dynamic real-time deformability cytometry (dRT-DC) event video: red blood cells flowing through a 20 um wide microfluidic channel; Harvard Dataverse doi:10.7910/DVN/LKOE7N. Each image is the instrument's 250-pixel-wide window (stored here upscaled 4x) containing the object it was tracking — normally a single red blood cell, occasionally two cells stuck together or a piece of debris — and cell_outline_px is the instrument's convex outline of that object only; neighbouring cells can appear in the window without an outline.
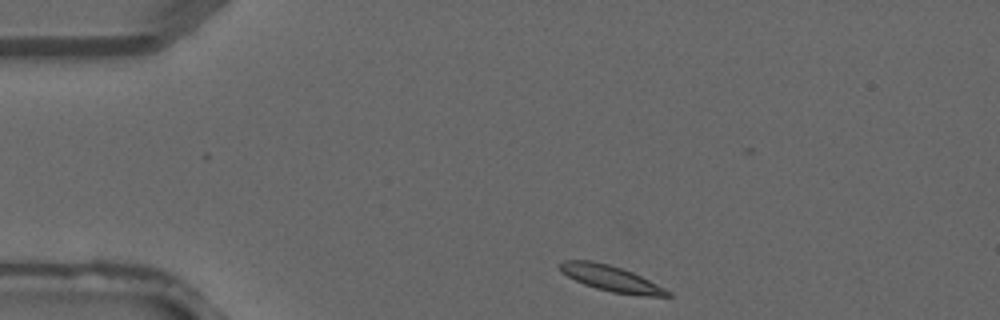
{"species": "common noctule bat (a hibernating species)", "species_latin": "Nyctalus noctula", "temperature_condition": "warm", "stored_images_in_passage": 2, "camera_frame_rate_fps": 3000, "um_per_image_px": 0.085, "animal": {"sex": "male", "forearm_length_mm": 52.5}, "frame": {"image": 1, "passage_image": 1, "time_ms": 0.0, "image_size_px": [1000, 320], "cell_outline_px": [[672, 296], [640, 296], [612, 292], [596, 288], [584, 284], [560, 272], [560, 264], [564, 260], [592, 260], [608, 264], [632, 272], [672, 292]], "centroid_in_image_um": [51.94, 23.67], "position_along_channel_um": 33.1, "area_um2": 16.01}}